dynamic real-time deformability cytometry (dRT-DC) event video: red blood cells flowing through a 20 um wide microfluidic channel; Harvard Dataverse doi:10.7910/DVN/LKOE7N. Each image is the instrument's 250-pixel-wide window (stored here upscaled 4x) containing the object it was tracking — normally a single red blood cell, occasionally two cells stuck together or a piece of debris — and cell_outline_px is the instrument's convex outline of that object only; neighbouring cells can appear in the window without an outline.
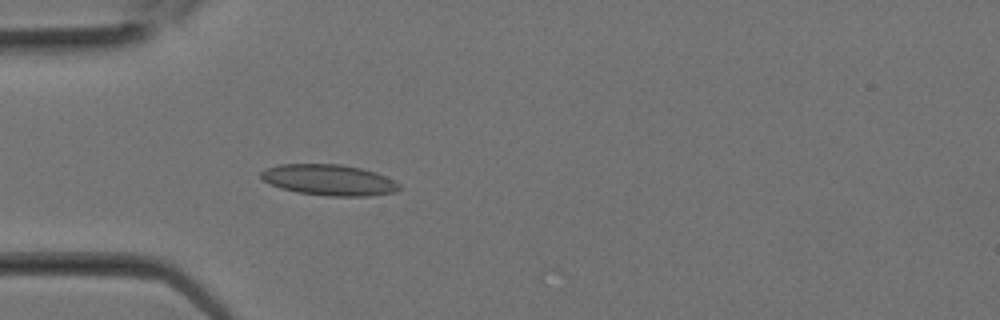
{"species": "Egyptian fruit bat (a non-hibernating species)", "species_latin": "Rousettus aegyptiacus", "temperature_condition": "room temperature", "stored_images_in_passage": 12, "camera_frame_rate_fps": 3000, "um_per_image_px": 0.085, "animal": {"sex": "female"}, "frame": {"image": 1, "passage_image": 7, "time_ms": 2.0, "image_size_px": [1000, 320], "cell_outline_px": [[400, 188], [396, 192], [368, 196], [328, 196], [296, 192], [280, 188], [264, 180], [260, 176], [260, 172], [268, 168], [280, 164], [340, 164], [360, 168], [376, 172], [400, 184]], "centroid_in_image_um": [27.97, 15.3], "position_along_channel_um": 57.0, "area_um2": 24.8}}
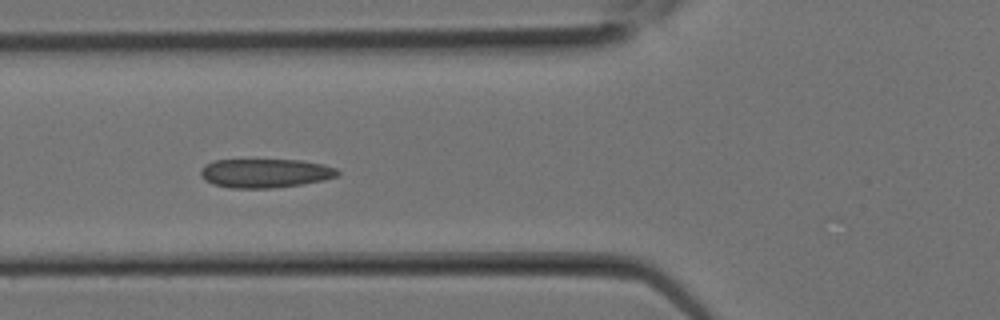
{"frame": {"image": 2, "passage_image": 9, "time_ms": 2.667, "image_size_px": [1000, 320], "cell_outline_px": [[340, 176], [324, 180], [304, 184], [272, 188], [228, 188], [212, 184], [204, 180], [200, 176], [200, 168], [204, 164], [212, 160], [304, 160], [324, 164], [336, 168], [340, 172]], "centroid_in_image_um": [22.54, 14.72], "position_along_channel_um": 103.3, "area_um2": 23.58}}
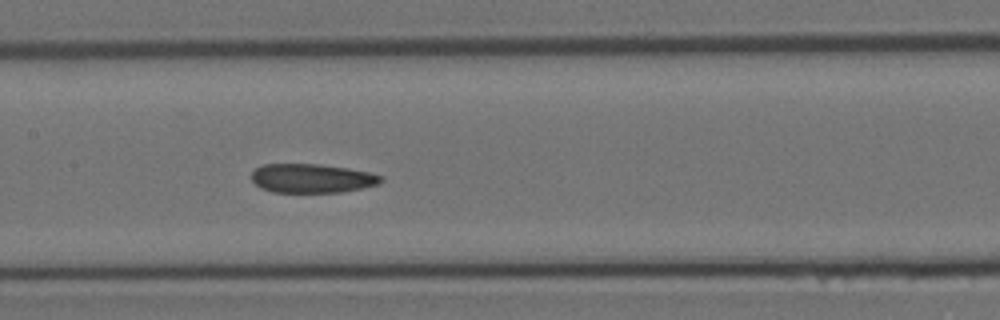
{"frame": {"image": 3, "passage_image": 12, "time_ms": 3.667, "image_size_px": [1000, 320], "cell_outline_px": [[384, 180], [380, 184], [340, 192], [272, 192], [260, 188], [252, 180], [252, 172], [256, 168], [264, 164], [320, 164], [348, 168], [368, 172], [384, 176]], "centroid_in_image_um": [26.53, 15.15], "position_along_channel_um": 180.9, "area_um2": 21.91}}